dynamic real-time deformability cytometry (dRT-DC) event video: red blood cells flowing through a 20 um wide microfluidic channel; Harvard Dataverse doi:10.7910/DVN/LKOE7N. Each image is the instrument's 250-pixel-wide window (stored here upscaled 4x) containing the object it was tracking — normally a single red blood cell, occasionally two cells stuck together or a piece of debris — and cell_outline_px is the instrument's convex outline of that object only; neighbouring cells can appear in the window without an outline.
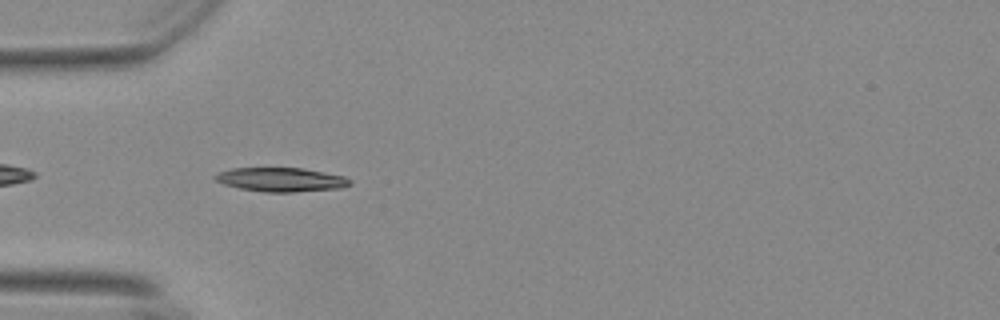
{"species": "Egyptian fruit bat (a non-hibernating species)", "species_latin": "Rousettus aegyptiacus", "temperature_condition": "warm", "stored_images_in_passage": 26, "camera_frame_rate_fps": 3000, "um_per_image_px": 0.085, "animal": {"sex": "female"}, "frame": {"image": 1, "passage_image": 3, "time_ms": 0.667, "image_size_px": [1000, 320], "cell_outline_px": [[352, 184], [340, 188], [292, 192], [264, 192], [240, 188], [224, 184], [216, 180], [212, 176], [216, 172], [232, 168], [300, 168], [344, 176], [352, 180]], "centroid_in_image_um": [23.86, 15.26], "position_along_channel_um": 61.1, "area_um2": 18.79}}
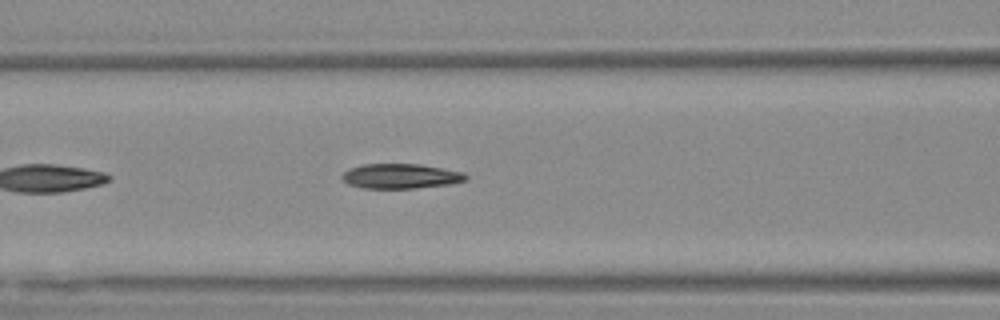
{"frame": {"image": 2, "passage_image": 9, "time_ms": 2.667, "image_size_px": [1000, 320], "cell_outline_px": [[468, 176], [464, 180], [448, 184], [412, 188], [364, 188], [348, 184], [340, 176], [348, 168], [364, 164], [420, 164], [464, 172]], "centroid_in_image_um": [34.02, 14.96], "position_along_channel_um": 132.6, "area_um2": 17.74}}
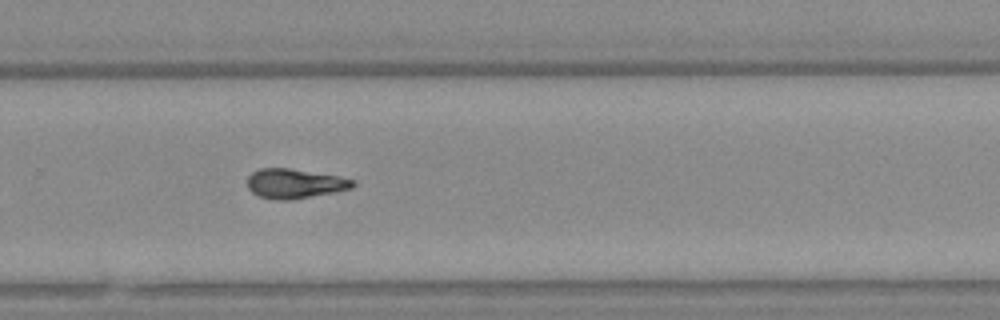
{"frame": {"image": 3, "passage_image": 23, "time_ms": 7.333, "image_size_px": [1000, 320], "cell_outline_px": [[356, 184], [352, 188], [336, 192], [288, 200], [280, 200], [260, 196], [252, 192], [248, 188], [248, 176], [252, 172], [260, 168], [288, 168], [336, 176], [356, 180]], "centroid_in_image_um": [25.06, 15.6], "position_along_channel_um": 304.7, "area_um2": 17.98}}